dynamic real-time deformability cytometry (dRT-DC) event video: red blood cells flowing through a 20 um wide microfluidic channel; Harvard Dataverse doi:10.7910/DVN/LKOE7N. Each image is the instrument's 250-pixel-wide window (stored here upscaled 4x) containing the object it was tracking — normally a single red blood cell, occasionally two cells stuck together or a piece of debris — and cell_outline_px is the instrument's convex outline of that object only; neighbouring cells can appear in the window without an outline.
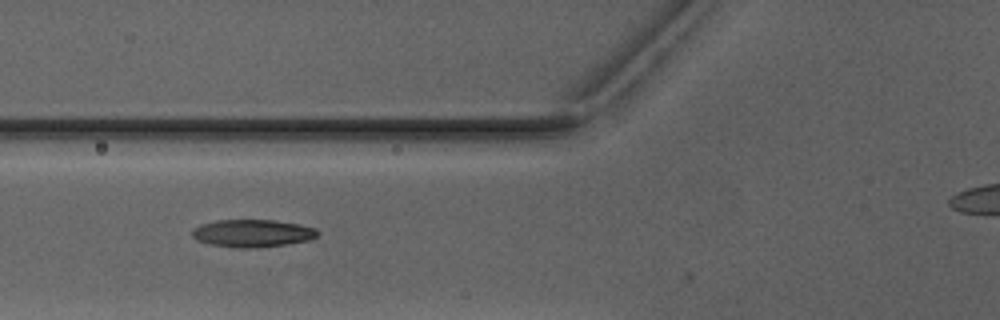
{"species": "Egyptian fruit bat (a non-hibernating species)", "species_latin": "Rousettus aegyptiacus", "temperature_condition": "warm", "stored_images_in_passage": 8, "camera_frame_rate_fps": 3000, "um_per_image_px": 0.085, "animal": {"sex": "male"}, "frame": {"image": 1, "passage_image": 6, "time_ms": 6.667, "image_size_px": [1000, 320], "cell_outline_px": [[320, 232], [316, 236], [308, 240], [288, 244], [256, 248], [240, 248], [212, 244], [196, 240], [192, 236], [192, 228], [200, 224], [216, 220], [276, 220], [316, 228]], "centroid_in_image_um": [21.44, 19.82], "position_along_channel_um": 104.4, "area_um2": 20.17}}
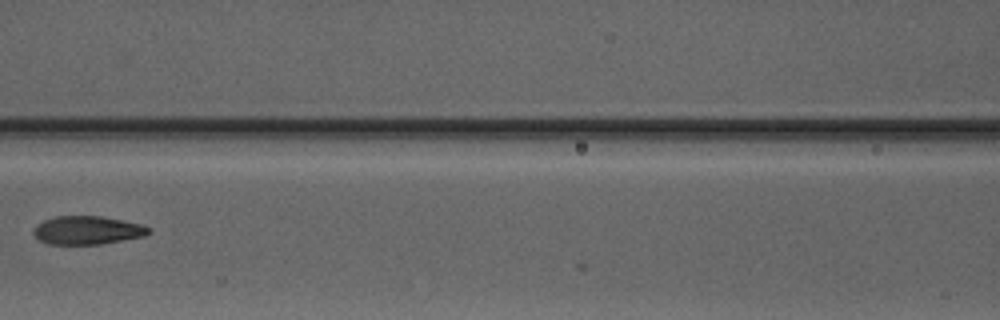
{"frame": {"image": 2, "passage_image": 7, "time_ms": 8.0, "image_size_px": [1000, 320], "cell_outline_px": [[152, 232], [144, 236], [100, 244], [48, 244], [40, 240], [32, 232], [36, 224], [44, 220], [56, 216], [100, 216], [140, 224], [148, 228]], "centroid_in_image_um": [7.39, 19.57], "position_along_channel_um": 159.2, "area_um2": 18.84}}